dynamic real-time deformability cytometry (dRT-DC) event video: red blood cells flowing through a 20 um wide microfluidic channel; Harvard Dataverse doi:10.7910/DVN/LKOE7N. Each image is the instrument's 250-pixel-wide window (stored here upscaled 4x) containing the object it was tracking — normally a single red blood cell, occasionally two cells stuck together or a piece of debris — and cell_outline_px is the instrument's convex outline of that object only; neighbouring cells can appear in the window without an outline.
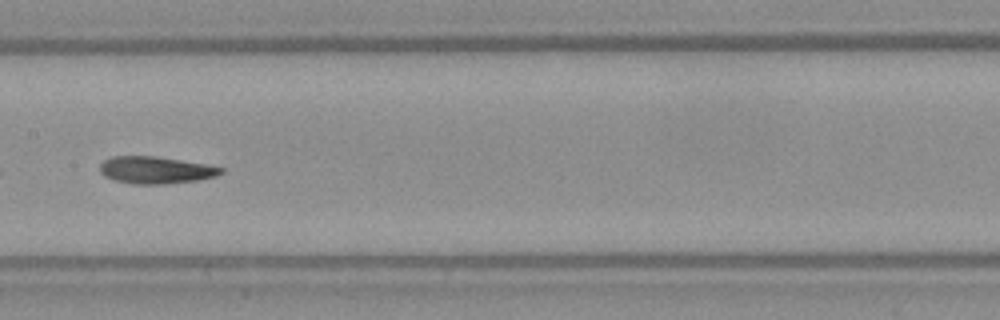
{"species": "Egyptian fruit bat (a non-hibernating species)", "species_latin": "Rousettus aegyptiacus", "temperature_condition": "warm", "stored_images_in_passage": 39, "camera_frame_rate_fps": 3000, "um_per_image_px": 0.085, "frame": {"image": 1, "passage_image": 12, "time_ms": 3.667, "image_size_px": [1000, 320], "cell_outline_px": [[224, 172], [216, 176], [200, 180], [164, 184], [132, 184], [116, 180], [104, 176], [100, 172], [100, 164], [104, 160], [112, 156], [156, 156], [208, 164], [224, 168]], "centroid_in_image_um": [13.26, 14.45], "position_along_channel_um": 194.1, "area_um2": 19.31}}
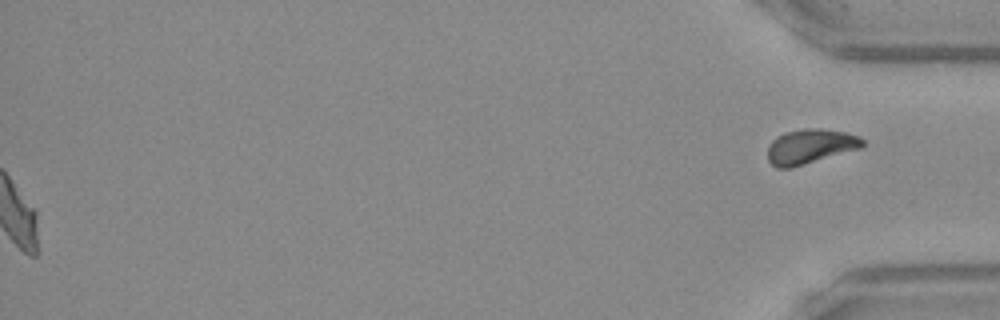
{"frame": {"image": 2, "passage_image": 39, "time_ms": 12.667, "image_size_px": [1000, 320], "cell_outline_px": [[864, 144], [860, 148], [792, 168], [776, 168], [768, 160], [768, 148], [772, 140], [776, 136], [784, 132], [804, 128], [820, 128], [844, 132], [860, 136], [864, 140]], "centroid_in_image_um": [68.85, 12.44], "position_along_channel_um": 366.4, "area_um2": 19.25}, "authors_computed_cell_mechanics": {"area_um2": 19.2474, "velocity_mm_per_s": 3.8206, "shape_relaxation_time_tau1_ms": null, "shape_relaxation_time_tau2_ms": 2.5242, "deformation_change_tau1": null, "deformation_change_tau2": 0.101}}